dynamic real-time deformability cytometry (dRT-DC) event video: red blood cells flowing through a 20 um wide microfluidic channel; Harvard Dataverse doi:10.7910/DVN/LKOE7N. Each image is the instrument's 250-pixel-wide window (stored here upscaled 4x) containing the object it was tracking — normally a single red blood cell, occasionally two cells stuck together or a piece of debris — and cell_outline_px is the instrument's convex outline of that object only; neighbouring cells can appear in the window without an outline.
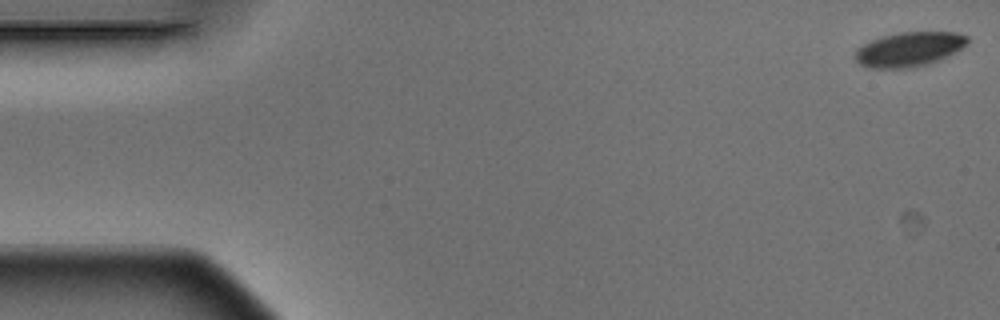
{"species": "Egyptian fruit bat (a non-hibernating species)", "species_latin": "Rousettus aegyptiacus", "temperature_condition": "warm", "stored_images_in_passage": 5, "camera_frame_rate_fps": 3000, "um_per_image_px": 0.085, "animal": {"sex": "male"}, "frame": {"image": 1, "passage_image": 1, "time_ms": 0.0, "image_size_px": [1000, 320], "cell_outline_px": [[968, 44], [956, 52], [948, 56], [928, 64], [908, 68], [868, 68], [860, 64], [852, 56], [856, 48], [880, 36], [900, 32], [956, 32], [968, 36]], "centroid_in_image_um": [77.26, 4.18], "position_along_channel_um": 7.7, "area_um2": 22.83}}
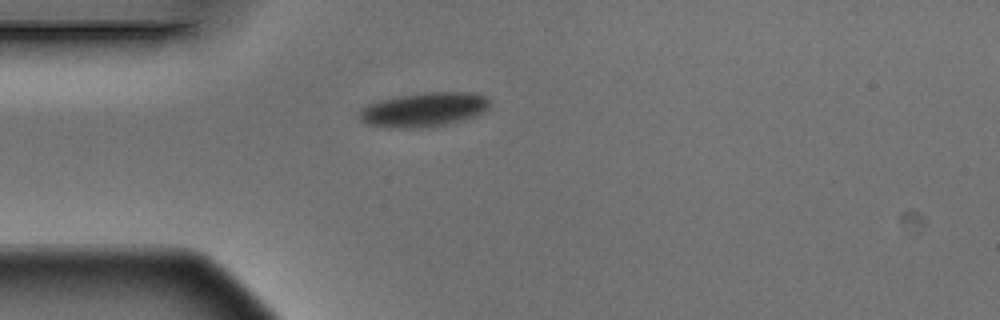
{"frame": {"image": 2, "passage_image": 5, "time_ms": 1.333, "image_size_px": [1000, 320], "cell_outline_px": [[488, 108], [480, 116], [448, 124], [424, 128], [388, 128], [364, 124], [356, 116], [360, 108], [368, 104], [380, 100], [400, 96], [424, 92], [472, 92], [484, 96], [488, 100]], "centroid_in_image_um": [35.99, 9.34], "position_along_channel_um": 49.0, "area_um2": 26.59}}